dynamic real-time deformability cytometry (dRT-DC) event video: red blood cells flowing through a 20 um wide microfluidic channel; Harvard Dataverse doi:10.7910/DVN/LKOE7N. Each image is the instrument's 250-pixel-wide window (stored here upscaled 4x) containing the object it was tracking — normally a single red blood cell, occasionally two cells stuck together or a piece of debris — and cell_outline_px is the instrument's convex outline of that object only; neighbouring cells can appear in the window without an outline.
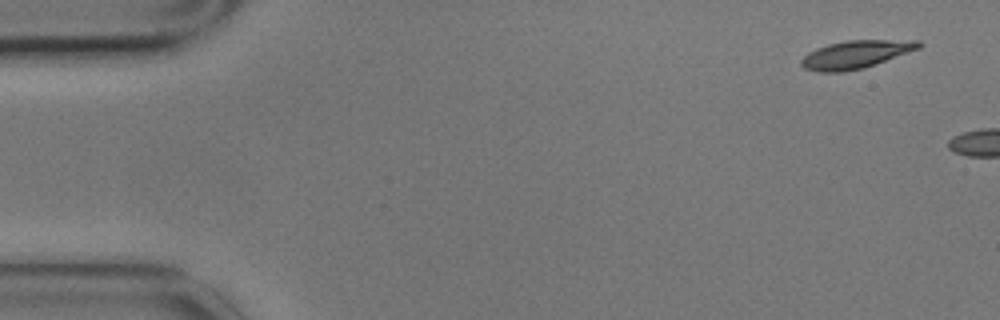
{"species": "common noctule bat (a hibernating species)", "species_latin": "Nyctalus noctula", "temperature_condition": "cold", "stored_images_in_passage": 3, "camera_frame_rate_fps": 3000, "um_per_image_px": 0.085, "animal": {"sex": "male", "body_mass_g": 17.9}, "frame": {"image": 1, "passage_image": 1, "time_ms": 0.0, "image_size_px": [1000, 320], "cell_outline_px": [[924, 44], [920, 48], [864, 68], [844, 72], [820, 72], [804, 68], [800, 64], [800, 60], [808, 52], [816, 48], [828, 44], [848, 40], [920, 40]], "centroid_in_image_um": [72.74, 4.62], "position_along_channel_um": 12.3, "area_um2": 19.19}}